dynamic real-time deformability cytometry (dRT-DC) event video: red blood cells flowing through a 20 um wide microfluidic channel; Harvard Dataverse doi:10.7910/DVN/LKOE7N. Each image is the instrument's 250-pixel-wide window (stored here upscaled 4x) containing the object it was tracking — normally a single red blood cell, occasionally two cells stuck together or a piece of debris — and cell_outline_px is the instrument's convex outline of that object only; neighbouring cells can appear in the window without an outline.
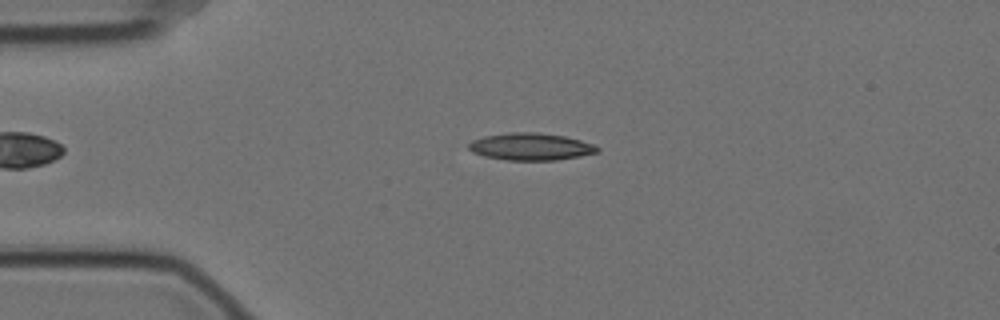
{"species": "Egyptian fruit bat (a non-hibernating species)", "species_latin": "Rousettus aegyptiacus", "temperature_condition": "cold", "stored_images_in_passage": 55, "camera_frame_rate_fps": 3000, "um_per_image_px": 0.085, "animal": {"sex": "female"}, "frame": {"image": 1, "passage_image": 11, "time_ms": 3.333, "image_size_px": [1000, 320], "cell_outline_px": [[600, 152], [580, 156], [556, 160], [508, 160], [484, 156], [472, 152], [468, 148], [468, 144], [472, 140], [484, 136], [508, 132], [536, 132], [564, 136], [580, 140], [592, 144], [600, 148]], "centroid_in_image_um": [45.1, 12.46], "position_along_channel_um": 39.9, "area_um2": 20.4}}
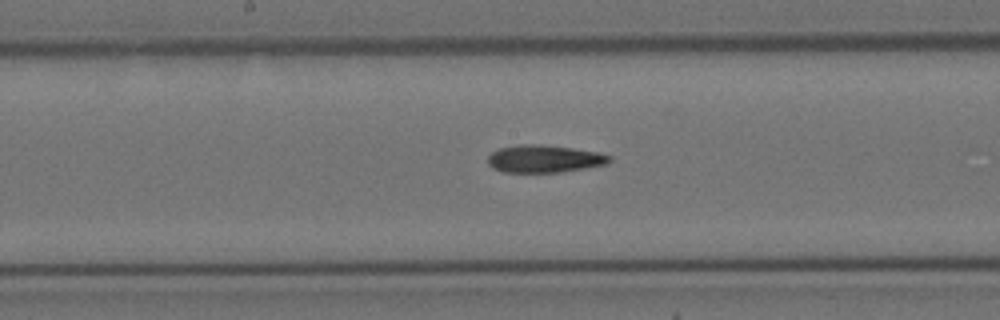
{"frame": {"image": 2, "passage_image": 27, "time_ms": 8.667, "image_size_px": [1000, 320], "cell_outline_px": [[612, 160], [608, 164], [560, 172], [504, 172], [492, 168], [488, 164], [488, 156], [492, 152], [500, 148], [520, 144], [532, 144], [572, 148], [600, 152], [612, 156]], "centroid_in_image_um": [46.29, 13.5], "position_along_channel_um": 201.9, "area_um2": 19.48}}
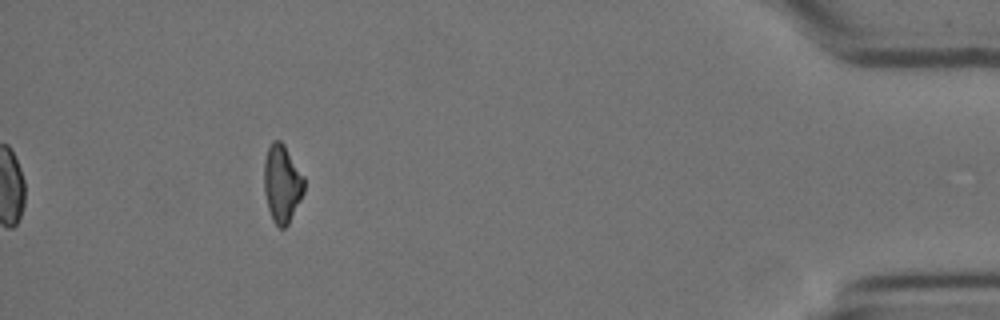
{"frame": {"image": 3, "passage_image": 50, "time_ms": 16.333, "image_size_px": [1000, 320], "cell_outline_px": [[304, 192], [288, 224], [284, 228], [280, 228], [272, 220], [268, 208], [264, 192], [264, 160], [268, 148], [272, 140], [280, 140], [284, 144], [304, 176]], "centroid_in_image_um": [23.96, 15.59], "position_along_channel_um": 411.2, "area_um2": 18.15}, "authors_computed_cell_mechanics": {"area_um2": 19.1318, "velocity_mm_per_s": 3.5205, "shape_relaxation_time_tau1_ms": null, "shape_relaxation_time_tau2_ms": 9.4059, "deformation_change_tau1": null, "deformation_change_tau2": 0.2132}}